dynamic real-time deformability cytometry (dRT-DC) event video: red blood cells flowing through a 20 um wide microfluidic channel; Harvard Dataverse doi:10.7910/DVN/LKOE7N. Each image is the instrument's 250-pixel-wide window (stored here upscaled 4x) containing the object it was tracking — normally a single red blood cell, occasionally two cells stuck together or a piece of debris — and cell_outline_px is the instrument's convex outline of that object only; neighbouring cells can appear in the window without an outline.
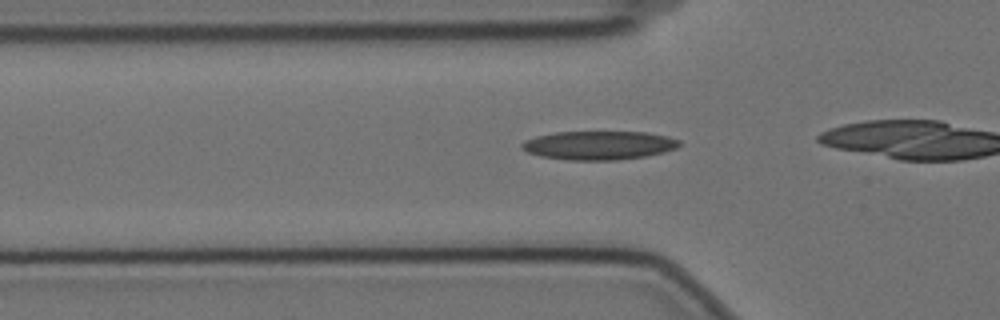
{"species": "Egyptian fruit bat (a non-hibernating species)", "species_latin": "Rousettus aegyptiacus", "temperature_condition": "cold", "stored_images_in_passage": 24, "camera_frame_rate_fps": 3000, "um_per_image_px": 0.085, "animal": {"sex": "female"}, "frame": {"image": 1, "passage_image": 15, "time_ms": 4.667, "image_size_px": [1000, 320], "cell_outline_px": [[680, 144], [676, 148], [664, 152], [644, 156], [616, 160], [568, 160], [540, 156], [528, 152], [520, 148], [520, 144], [524, 140], [536, 136], [556, 132], [648, 132], [668, 136], [680, 140]], "centroid_in_image_um": [50.88, 12.35], "position_along_channel_um": 74.9, "area_um2": 26.41}}
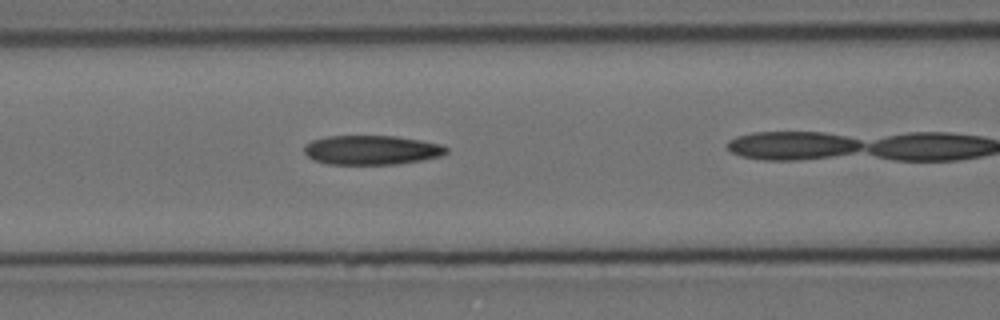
{"frame": {"image": 2, "passage_image": 20, "time_ms": 6.333, "image_size_px": [1000, 320], "cell_outline_px": [[448, 152], [440, 156], [420, 160], [396, 164], [328, 164], [312, 160], [304, 152], [304, 148], [312, 140], [324, 136], [396, 136], [444, 144], [448, 148]], "centroid_in_image_um": [31.59, 12.75], "position_along_channel_um": 135.0, "area_um2": 24.33}}